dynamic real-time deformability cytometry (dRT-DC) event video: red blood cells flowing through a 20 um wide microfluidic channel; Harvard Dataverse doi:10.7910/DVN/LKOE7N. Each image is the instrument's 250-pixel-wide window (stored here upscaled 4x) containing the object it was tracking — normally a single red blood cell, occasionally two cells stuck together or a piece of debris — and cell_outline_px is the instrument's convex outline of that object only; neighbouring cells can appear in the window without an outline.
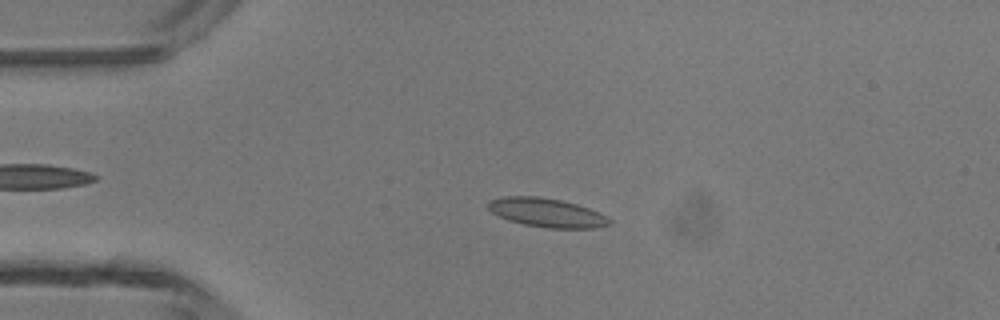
{"species": "common noctule bat (a hibernating species)", "species_latin": "Nyctalus noctula", "temperature_condition": "room temperature", "stored_images_in_passage": 46, "camera_frame_rate_fps": 3000, "um_per_image_px": 0.085, "animal": {"sex": "male", "body_mass_g": 13.3}, "frame": {"image": 1, "passage_image": 10, "time_ms": 3.0, "image_size_px": [1000, 320], "cell_outline_px": [[612, 224], [596, 228], [548, 228], [524, 224], [508, 220], [492, 212], [488, 208], [488, 200], [504, 196], [536, 196], [560, 200], [576, 204], [600, 212], [608, 216], [612, 220]], "centroid_in_image_um": [46.51, 18.08], "position_along_channel_um": 38.5, "area_um2": 20.46}}
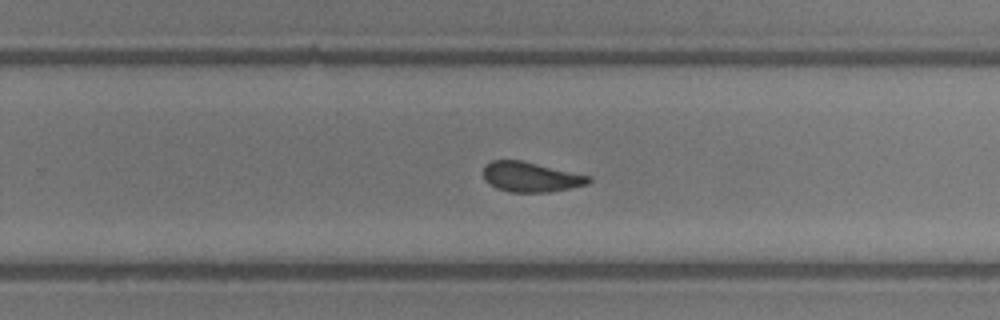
{"frame": {"image": 2, "passage_image": 29, "time_ms": 9.333, "image_size_px": [1000, 320], "cell_outline_px": [[592, 180], [588, 184], [548, 192], [512, 192], [496, 188], [484, 180], [484, 164], [492, 160], [524, 160], [592, 176]], "centroid_in_image_um": [45.12, 15.02], "position_along_channel_um": 284.7, "area_um2": 18.55}}
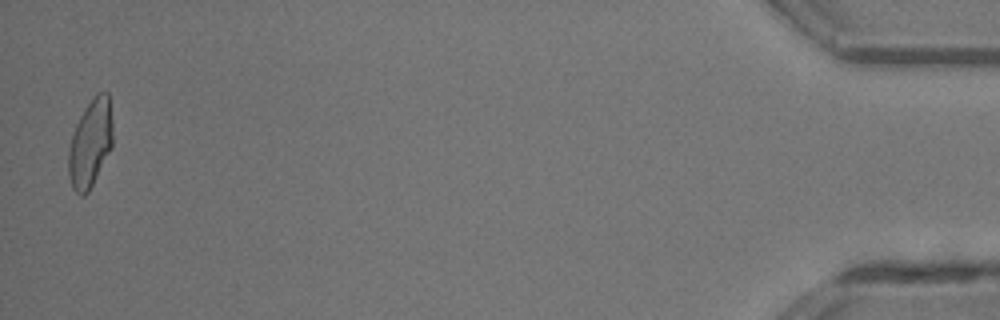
{"frame": {"image": 3, "passage_image": 45, "time_ms": 14.667, "image_size_px": [1000, 320], "cell_outline_px": [[112, 148], [88, 192], [84, 196], [80, 196], [72, 188], [68, 176], [68, 148], [76, 124], [84, 108], [92, 96], [96, 92], [108, 92], [112, 124]], "centroid_in_image_um": [7.67, 12.18], "position_along_channel_um": 427.5, "area_um2": 22.83}, "authors_computed_cell_mechanics": {"area_um2": 19.7676, "velocity_mm_per_s": 4.3824, "shape_relaxation_time_tau1_ms": null, "shape_relaxation_time_tau2_ms": 1.1165, "deformation_change_tau1": null, "deformation_change_tau2": 0.0868}}